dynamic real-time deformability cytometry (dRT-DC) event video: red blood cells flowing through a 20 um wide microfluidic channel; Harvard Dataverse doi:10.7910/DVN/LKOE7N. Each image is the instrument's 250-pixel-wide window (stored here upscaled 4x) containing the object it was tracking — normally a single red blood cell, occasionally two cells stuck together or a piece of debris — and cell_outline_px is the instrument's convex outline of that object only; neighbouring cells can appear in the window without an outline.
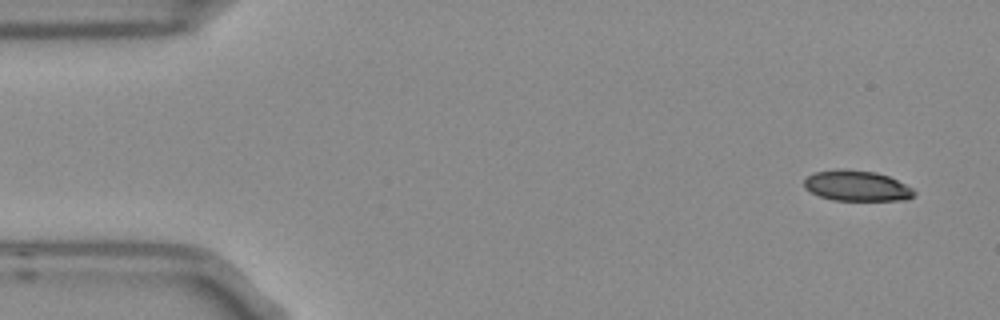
{"species": "Egyptian fruit bat (a non-hibernating species)", "species_latin": "Rousettus aegyptiacus", "temperature_condition": "room temperature", "stored_images_in_passage": 5, "camera_frame_rate_fps": 3000, "um_per_image_px": 0.085, "frame": {"image": 1, "passage_image": 1, "time_ms": 0.0, "image_size_px": [1000, 320], "cell_outline_px": [[916, 196], [908, 200], [832, 200], [820, 196], [804, 188], [804, 180], [812, 172], [840, 168], [876, 172], [888, 176], [912, 188], [916, 192]], "centroid_in_image_um": [72.82, 15.79], "position_along_channel_um": 12.2, "area_um2": 19.71}}
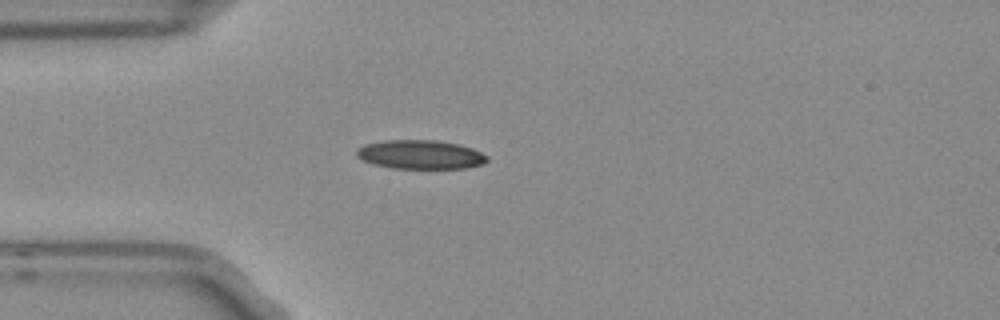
{"frame": {"image": 2, "passage_image": 4, "time_ms": 1.0, "image_size_px": [1000, 320], "cell_outline_px": [[488, 160], [484, 164], [464, 168], [392, 168], [372, 164], [356, 156], [356, 148], [364, 144], [384, 140], [436, 140], [460, 144], [472, 148], [488, 156]], "centroid_in_image_um": [35.72, 13.13], "position_along_channel_um": 49.3, "area_um2": 22.14}}